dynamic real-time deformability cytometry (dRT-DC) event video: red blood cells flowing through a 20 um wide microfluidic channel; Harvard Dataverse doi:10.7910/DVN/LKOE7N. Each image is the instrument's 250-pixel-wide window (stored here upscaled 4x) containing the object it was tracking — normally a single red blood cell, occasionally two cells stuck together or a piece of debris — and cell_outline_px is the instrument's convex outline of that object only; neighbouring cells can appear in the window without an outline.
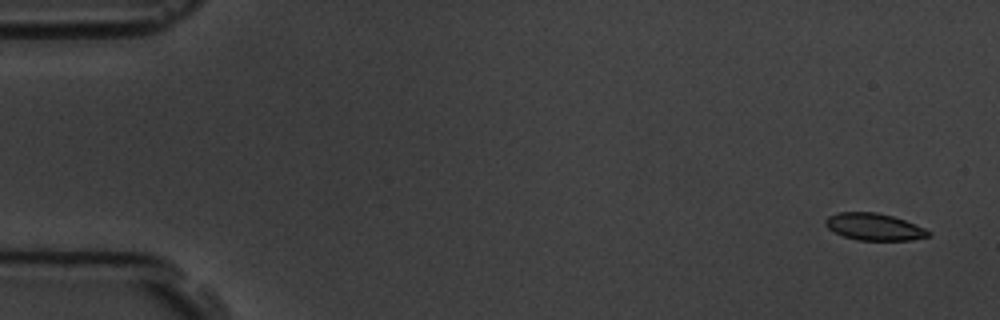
{"species": "common noctule bat (a hibernating species)", "species_latin": "Nyctalus noctula", "temperature_condition": "room temperature", "stored_images_in_passage": 5, "camera_frame_rate_fps": 3000, "um_per_image_px": 0.085, "animal": {"sex": "male", "body_mass_g": 19.5, "forearm_length_mm": 54.6}, "frame": {"image": 1, "passage_image": 1, "time_ms": 0.0, "image_size_px": [1000, 320], "cell_outline_px": [[932, 232], [928, 236], [912, 240], [856, 240], [844, 236], [828, 228], [824, 224], [824, 220], [828, 216], [840, 212], [876, 212], [892, 216], [916, 224]], "centroid_in_image_um": [74.3, 19.28], "position_along_channel_um": 10.7, "area_um2": 16.13}}
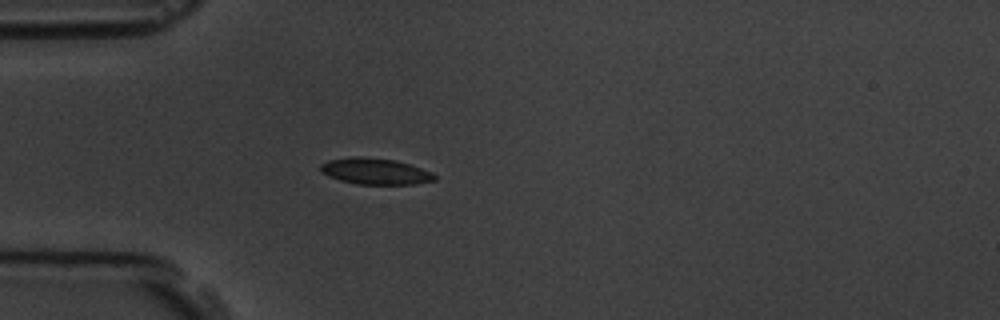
{"frame": {"image": 2, "passage_image": 5, "time_ms": 4.667, "image_size_px": [1000, 320], "cell_outline_px": [[436, 180], [416, 184], [356, 184], [340, 180], [328, 176], [320, 172], [320, 164], [328, 160], [348, 156], [364, 156], [396, 160], [432, 172], [436, 176]], "centroid_in_image_um": [31.86, 14.55], "position_along_channel_um": 53.1, "area_um2": 17.63}}